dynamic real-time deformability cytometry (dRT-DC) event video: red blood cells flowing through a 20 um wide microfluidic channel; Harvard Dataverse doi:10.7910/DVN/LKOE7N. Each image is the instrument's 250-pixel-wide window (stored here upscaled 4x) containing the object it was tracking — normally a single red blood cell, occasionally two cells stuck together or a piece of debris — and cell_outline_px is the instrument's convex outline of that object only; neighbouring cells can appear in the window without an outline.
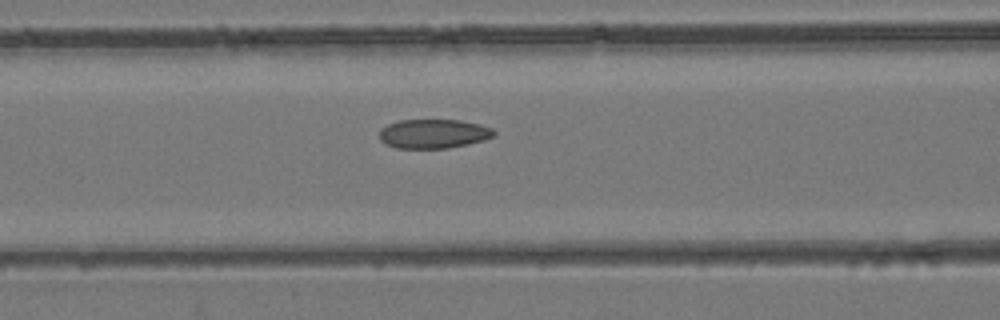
{"species": "common noctule bat (a hibernating species)", "species_latin": "Nyctalus noctula", "temperature_condition": "room temperature", "stored_images_in_passage": 32, "camera_frame_rate_fps": 3000, "um_per_image_px": 0.085, "animal": {"sex": "female", "body_mass_g": 24.6, "forearm_length_mm": 56.2}, "frame": {"image": 1, "passage_image": 11, "time_ms": 3.333, "image_size_px": [1000, 320], "cell_outline_px": [[496, 132], [492, 136], [484, 140], [468, 144], [448, 148], [396, 148], [384, 144], [380, 140], [380, 128], [388, 124], [400, 120], [460, 120], [480, 124], [492, 128]], "centroid_in_image_um": [36.83, 11.37], "position_along_channel_um": 129.8, "area_um2": 19.54}}
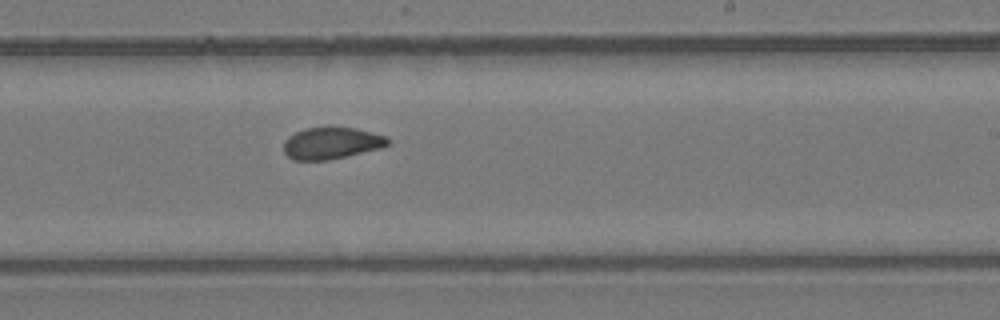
{"frame": {"image": 2, "passage_image": 20, "time_ms": 6.333, "image_size_px": [1000, 320], "cell_outline_px": [[392, 140], [388, 144], [380, 148], [328, 160], [292, 160], [284, 152], [284, 140], [288, 136], [304, 128], [356, 128], [372, 132], [384, 136]], "centroid_in_image_um": [28.15, 12.17], "position_along_channel_um": 260.8, "area_um2": 19.07}}
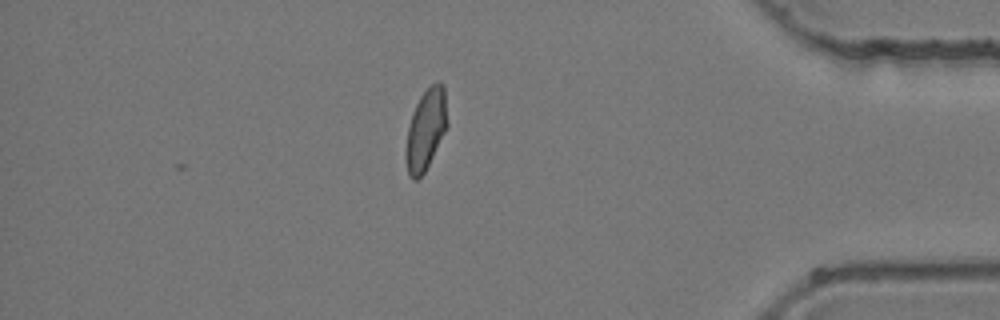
{"frame": {"image": 3, "passage_image": 32, "time_ms": 10.333, "image_size_px": [1000, 320], "cell_outline_px": [[448, 124], [424, 172], [416, 180], [412, 180], [408, 176], [404, 156], [404, 152], [408, 128], [412, 112], [420, 96], [432, 84], [440, 80], [444, 84], [448, 120]], "centroid_in_image_um": [36.18, 11.0], "position_along_channel_um": 399.0, "area_um2": 19.59}}